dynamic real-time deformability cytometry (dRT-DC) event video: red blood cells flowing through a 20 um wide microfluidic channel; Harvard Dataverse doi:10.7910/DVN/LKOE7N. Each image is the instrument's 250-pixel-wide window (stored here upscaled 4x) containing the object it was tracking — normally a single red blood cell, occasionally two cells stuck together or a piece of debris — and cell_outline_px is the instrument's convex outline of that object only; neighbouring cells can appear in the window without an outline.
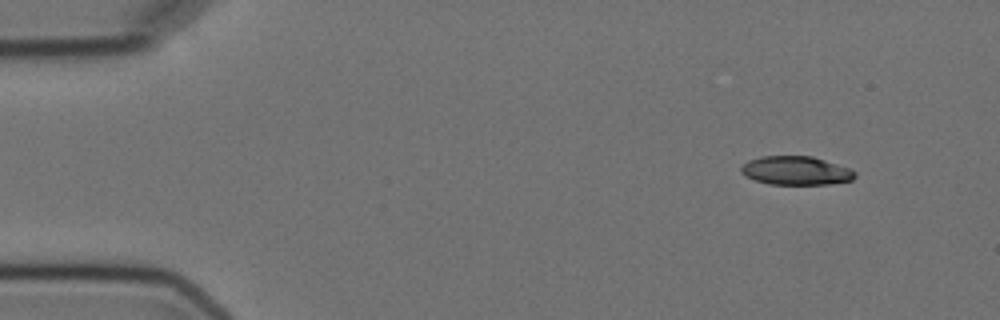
{"species": "Egyptian fruit bat (a non-hibernating species)", "species_latin": "Rousettus aegyptiacus", "temperature_condition": "cold", "stored_images_in_passage": 4, "camera_frame_rate_fps": 3000, "um_per_image_px": 0.085, "animal": {"sex": "female"}, "frame": {"image": 1, "passage_image": 1, "time_ms": 0.0, "image_size_px": [1000, 320], "cell_outline_px": [[856, 176], [852, 180], [828, 184], [768, 184], [744, 176], [740, 172], [740, 168], [748, 160], [760, 156], [812, 156], [852, 168], [856, 172]], "centroid_in_image_um": [67.66, 14.49], "position_along_channel_um": 17.3, "area_um2": 19.19}}
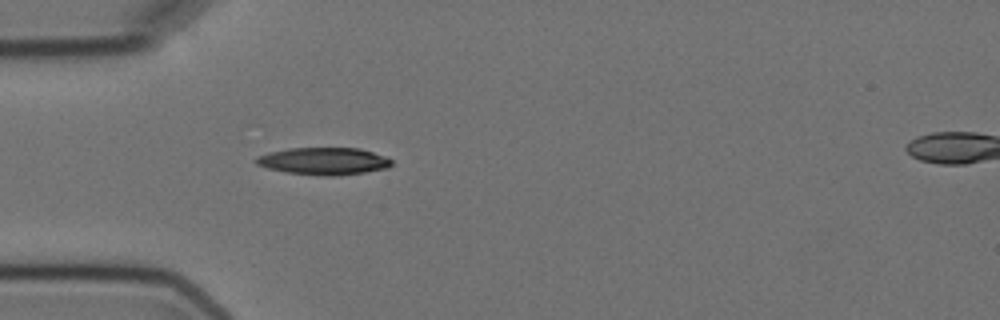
{"frame": {"image": 2, "passage_image": 4, "time_ms": 3.667, "image_size_px": [1000, 320], "cell_outline_px": [[392, 164], [388, 168], [364, 172], [336, 176], [324, 176], [288, 172], [268, 168], [256, 164], [252, 160], [256, 156], [268, 152], [288, 148], [360, 148], [384, 156], [392, 160]], "centroid_in_image_um": [27.49, 13.69], "position_along_channel_um": 57.5, "area_um2": 21.56}}